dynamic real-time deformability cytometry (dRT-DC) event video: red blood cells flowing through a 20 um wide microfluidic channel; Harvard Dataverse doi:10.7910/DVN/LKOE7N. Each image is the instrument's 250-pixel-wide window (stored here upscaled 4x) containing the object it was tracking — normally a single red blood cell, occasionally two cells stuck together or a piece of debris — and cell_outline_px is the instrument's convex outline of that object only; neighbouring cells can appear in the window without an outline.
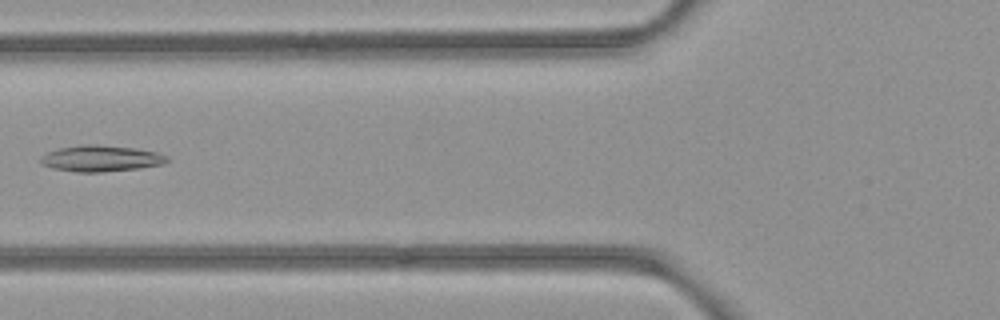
{"species": "common noctule bat (a hibernating species)", "species_latin": "Nyctalus noctula", "temperature_condition": "room temperature", "stored_images_in_passage": 6, "camera_frame_rate_fps": 3000, "um_per_image_px": 0.085, "animal": {"sex": "female", "body_mass_g": 21.9}, "frame": {"image": 1, "passage_image": 5, "time_ms": 1.333, "image_size_px": [1000, 320], "cell_outline_px": [[168, 160], [164, 164], [140, 168], [100, 172], [76, 172], [52, 168], [40, 164], [40, 160], [48, 152], [60, 148], [80, 144], [96, 144], [136, 148], [156, 152], [168, 156]], "centroid_in_image_um": [8.59, 13.46], "position_along_channel_um": 117.2, "area_um2": 19.31}}
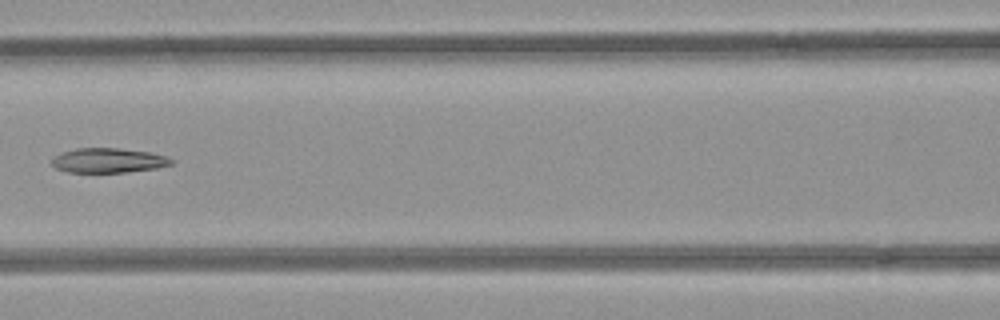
{"frame": {"image": 2, "passage_image": 6, "time_ms": 1.667, "image_size_px": [1000, 320], "cell_outline_px": [[176, 160], [172, 164], [156, 168], [128, 172], [68, 172], [56, 168], [52, 164], [52, 160], [56, 156], [64, 152], [76, 148], [120, 148], [148, 152], [168, 156]], "centroid_in_image_um": [9.27, 13.64], "position_along_channel_um": 157.3, "area_um2": 17.11}}